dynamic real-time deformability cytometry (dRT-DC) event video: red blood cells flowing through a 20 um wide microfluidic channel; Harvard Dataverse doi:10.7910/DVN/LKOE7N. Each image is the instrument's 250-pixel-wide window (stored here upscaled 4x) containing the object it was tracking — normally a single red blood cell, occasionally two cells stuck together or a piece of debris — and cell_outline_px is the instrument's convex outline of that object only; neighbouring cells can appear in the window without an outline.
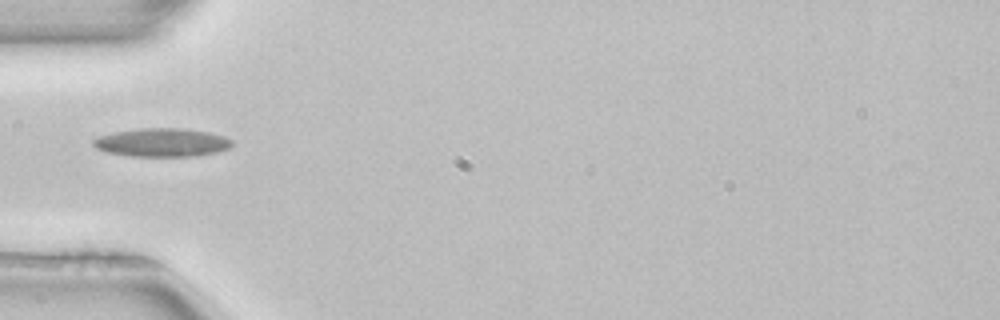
{"species": "common noctule bat (a hibernating species)", "species_latin": "Nyctalus noctula", "temperature_condition": "room temperature", "stored_images_in_passage": 15, "camera_frame_rate_fps": 3000, "um_per_image_px": 0.085, "animal": {"sex": "female", "body_mass_g": 22.7, "forearm_length_mm": 54.2}, "frame": {"image": 1, "passage_image": 1, "time_ms": 0.0, "image_size_px": [1000, 320], "cell_outline_px": [[232, 144], [228, 148], [216, 152], [196, 156], [132, 156], [108, 152], [96, 148], [92, 144], [92, 140], [100, 136], [116, 132], [140, 128], [184, 128], [208, 132], [224, 136], [232, 140]], "centroid_in_image_um": [13.78, 12.11], "position_along_channel_um": 71.2, "area_um2": 22.83}}